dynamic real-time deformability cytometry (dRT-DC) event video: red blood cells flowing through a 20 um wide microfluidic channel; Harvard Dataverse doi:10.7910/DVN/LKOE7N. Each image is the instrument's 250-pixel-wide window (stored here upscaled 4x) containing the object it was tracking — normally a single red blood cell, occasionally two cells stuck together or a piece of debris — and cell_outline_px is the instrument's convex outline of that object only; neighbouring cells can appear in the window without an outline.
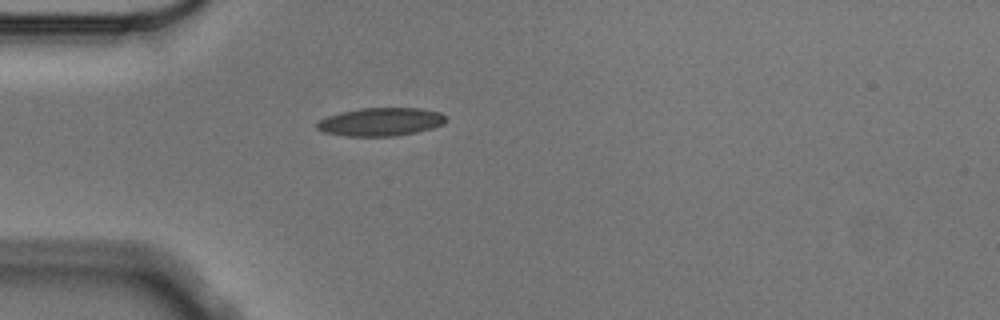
{"species": "Egyptian fruit bat (a non-hibernating species)", "species_latin": "Rousettus aegyptiacus", "temperature_condition": "cold", "stored_images_in_passage": 1, "camera_frame_rate_fps": 3000, "um_per_image_px": 0.085, "animal": {"sex": "male"}, "frame": {"image": 1, "passage_image": 1, "time_ms": 0.0, "image_size_px": [1000, 320], "cell_outline_px": [[448, 116], [444, 124], [432, 128], [416, 132], [392, 136], [344, 136], [324, 132], [316, 128], [316, 124], [320, 120], [328, 116], [340, 112], [360, 108], [420, 108], [440, 112]], "centroid_in_image_um": [32.38, 10.35], "position_along_channel_um": 52.6, "area_um2": 21.27}}